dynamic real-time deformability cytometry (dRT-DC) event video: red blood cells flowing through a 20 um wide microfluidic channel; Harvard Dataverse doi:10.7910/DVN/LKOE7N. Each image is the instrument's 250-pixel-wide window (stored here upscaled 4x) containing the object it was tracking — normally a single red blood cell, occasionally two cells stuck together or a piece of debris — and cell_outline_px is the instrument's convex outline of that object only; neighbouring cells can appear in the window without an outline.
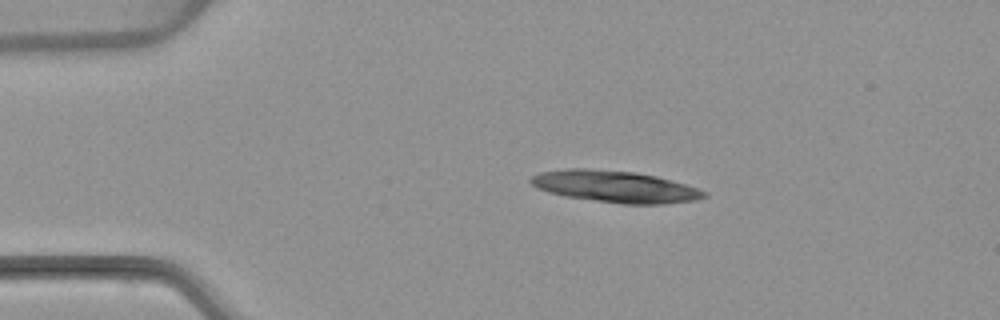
{"species": "common noctule bat (a hibernating species)", "species_latin": "Nyctalus noctula", "temperature_condition": "warm", "stored_images_in_passage": 3, "camera_frame_rate_fps": 3000, "um_per_image_px": 0.085, "animal": {"sex": "female", "body_mass_g": 22.7, "forearm_length_mm": 54.2}, "frame": {"image": 1, "passage_image": 1, "time_ms": 0.0, "image_size_px": [1000, 320], "cell_outline_px": [[708, 196], [696, 200], [664, 204], [624, 204], [564, 196], [548, 192], [536, 188], [528, 180], [532, 176], [540, 172], [568, 168], [588, 168], [636, 172], [656, 176], [684, 184], [708, 192]], "centroid_in_image_um": [52.27, 15.85], "position_along_channel_um": 32.7, "area_um2": 32.08}}